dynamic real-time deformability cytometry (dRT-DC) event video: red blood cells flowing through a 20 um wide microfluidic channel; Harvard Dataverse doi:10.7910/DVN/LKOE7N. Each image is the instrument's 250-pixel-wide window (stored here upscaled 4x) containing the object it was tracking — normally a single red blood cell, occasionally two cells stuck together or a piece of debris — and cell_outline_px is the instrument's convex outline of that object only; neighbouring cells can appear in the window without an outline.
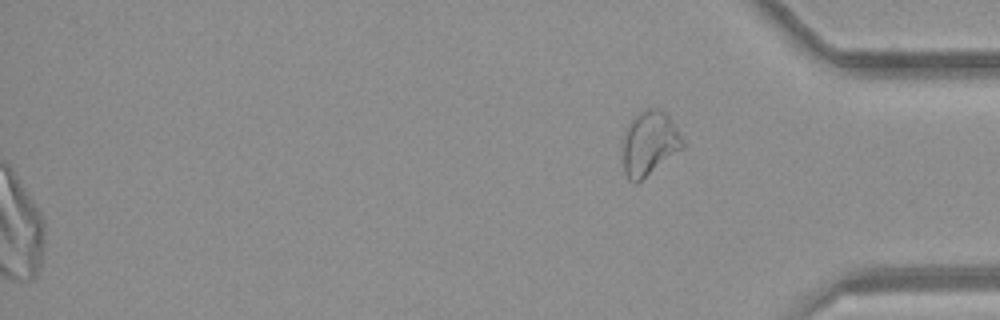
{"species": "common noctule bat (a hibernating species)", "species_latin": "Nyctalus noctula", "temperature_condition": "room temperature", "stored_images_in_passage": 37, "camera_frame_rate_fps": 3000, "um_per_image_px": 0.085, "animal": {"sex": "female", "body_mass_g": 21.9}, "frame": {"image": 1, "passage_image": 37, "time_ms": 12.0, "image_size_px": [1000, 320], "cell_outline_px": [[684, 148], [636, 184], [628, 180], [624, 172], [624, 128], [644, 108], [656, 108], [664, 112], [668, 116], [684, 140]], "centroid_in_image_um": [55.2, 12.19], "position_along_channel_um": 380.0, "area_um2": 22.31}}